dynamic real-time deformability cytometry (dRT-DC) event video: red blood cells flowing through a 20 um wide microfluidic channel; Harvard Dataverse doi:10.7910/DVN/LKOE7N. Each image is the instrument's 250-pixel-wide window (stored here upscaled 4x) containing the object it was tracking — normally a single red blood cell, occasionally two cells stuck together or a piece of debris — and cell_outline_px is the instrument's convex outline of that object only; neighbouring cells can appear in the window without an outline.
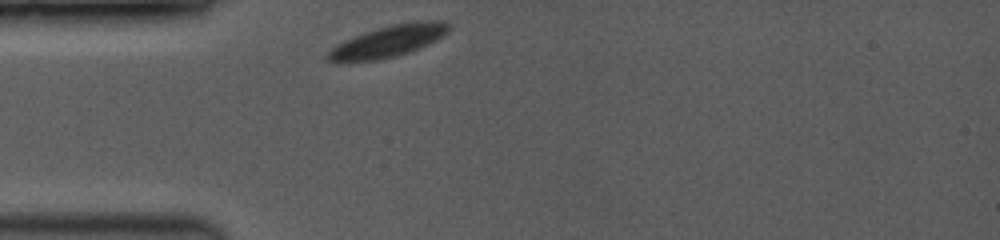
{"species": "common noctule bat (a hibernating species)", "species_latin": "Nyctalus noctula", "temperature_condition": "room temperature", "stored_images_in_passage": 31, "camera_frame_rate_fps": 3500, "um_per_image_px": 0.085, "animal": {"sex": "female", "body_mass_g": 19.0, "forearm_length_mm": 53.3}, "frame": {"image": 1, "passage_image": 1, "time_ms": 0.0, "image_size_px": [1000, 240], "cell_outline_px": [[452, 28], [444, 36], [428, 44], [408, 52], [396, 56], [376, 60], [340, 64], [336, 64], [324, 60], [324, 56], [336, 44], [344, 40], [364, 32], [392, 24], [412, 20], [448, 20], [452, 24]], "centroid_in_image_um": [32.98, 3.51], "position_along_channel_um": 52.0, "area_um2": 23.18}}
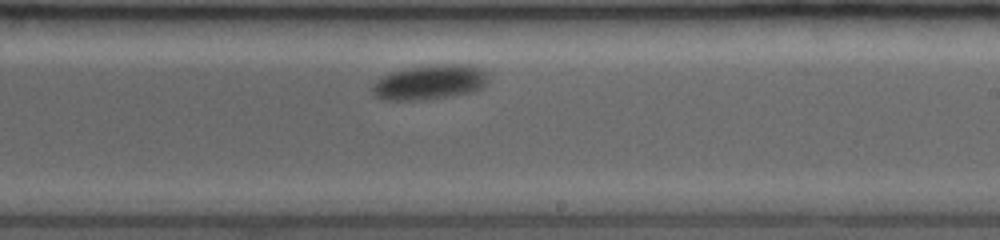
{"frame": {"image": 2, "passage_image": 18, "time_ms": 5.714, "image_size_px": [1000, 240], "cell_outline_px": [[488, 80], [484, 88], [476, 92], [420, 100], [384, 100], [376, 96], [372, 92], [372, 84], [380, 76], [392, 72], [408, 68], [448, 64], [464, 64], [480, 68], [488, 72]], "centroid_in_image_um": [36.56, 7.0], "position_along_channel_um": 252.4, "area_um2": 23.58}}
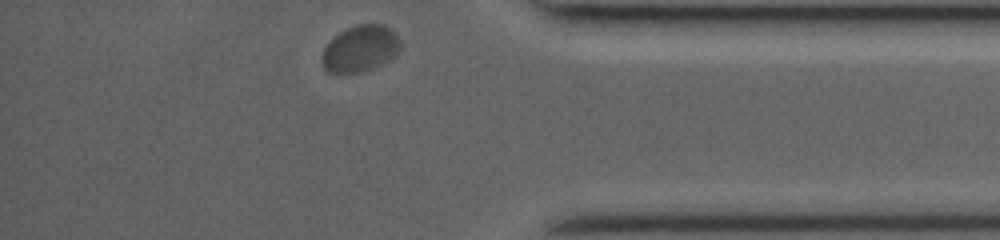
{"frame": {"image": 3, "passage_image": 31, "time_ms": 10.0, "image_size_px": [1000, 240], "cell_outline_px": [[400, 48], [388, 60], [372, 68], [360, 72], [328, 72], [324, 68], [320, 56], [324, 48], [340, 32], [356, 24], [384, 24], [392, 28], [396, 32], [400, 40]], "centroid_in_image_um": [30.63, 4.11], "position_along_channel_um": 404.6, "area_um2": 20.98}, "authors_computed_cell_mechanics": {"area_um2": 23.12, "velocity_mm_per_s": 3.6839, "shape_relaxation_time_tau1_ms": 3.3609, "shape_relaxation_time_tau2_ms": null, "deformation_change_tau1": 0.0807, "deformation_change_tau2": null}}